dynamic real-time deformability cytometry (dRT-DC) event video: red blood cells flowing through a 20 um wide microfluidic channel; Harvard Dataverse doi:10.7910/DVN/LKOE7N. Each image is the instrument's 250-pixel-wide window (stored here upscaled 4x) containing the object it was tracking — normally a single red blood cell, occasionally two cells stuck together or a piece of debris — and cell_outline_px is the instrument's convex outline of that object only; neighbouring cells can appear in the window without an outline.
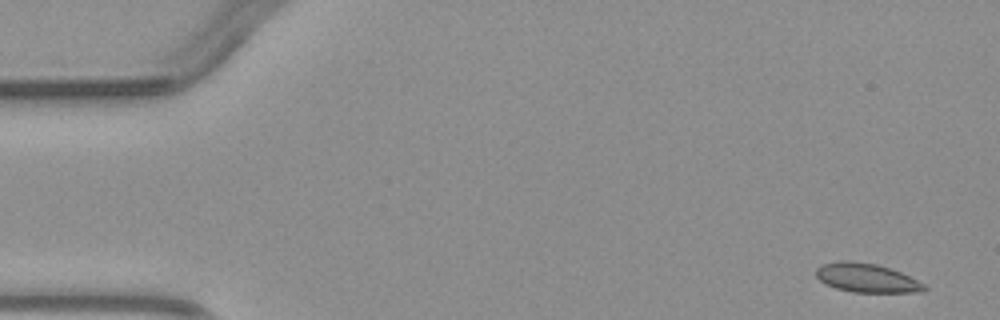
{"species": "common noctule bat (a hibernating species)", "species_latin": "Nyctalus noctula", "temperature_condition": "warm", "stored_images_in_passage": 4, "camera_frame_rate_fps": 3000, "um_per_image_px": 0.085, "animal": {"sex": "male", "body_mass_g": 23.1, "forearm_length_mm": 52.7}, "frame": {"image": 1, "passage_image": 1, "time_ms": 0.0, "image_size_px": [1000, 320], "cell_outline_px": [[928, 288], [924, 292], [852, 292], [836, 288], [820, 280], [816, 276], [816, 268], [824, 264], [840, 260], [848, 260], [876, 264], [900, 272], [924, 284]], "centroid_in_image_um": [73.66, 23.62], "position_along_channel_um": 11.3, "area_um2": 18.03}}
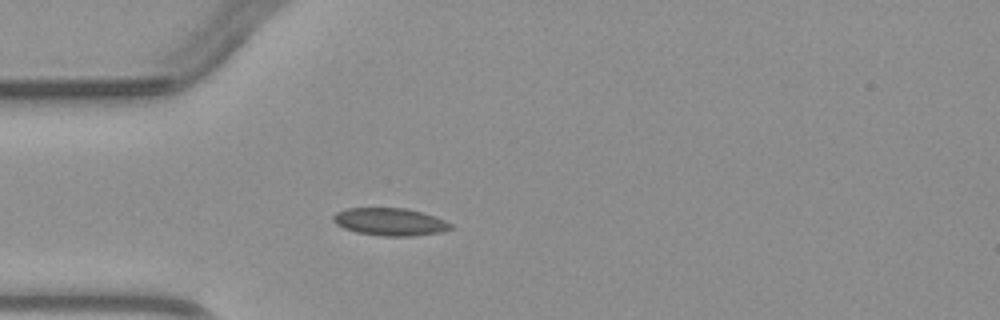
{"frame": {"image": 2, "passage_image": 4, "time_ms": 3.667, "image_size_px": [1000, 320], "cell_outline_px": [[452, 228], [440, 232], [412, 236], [380, 236], [356, 232], [344, 228], [336, 224], [332, 220], [332, 216], [336, 212], [348, 208], [404, 208], [424, 212], [444, 220], [452, 224]], "centroid_in_image_um": [33.13, 18.85], "position_along_channel_um": 51.9, "area_um2": 18.9}}